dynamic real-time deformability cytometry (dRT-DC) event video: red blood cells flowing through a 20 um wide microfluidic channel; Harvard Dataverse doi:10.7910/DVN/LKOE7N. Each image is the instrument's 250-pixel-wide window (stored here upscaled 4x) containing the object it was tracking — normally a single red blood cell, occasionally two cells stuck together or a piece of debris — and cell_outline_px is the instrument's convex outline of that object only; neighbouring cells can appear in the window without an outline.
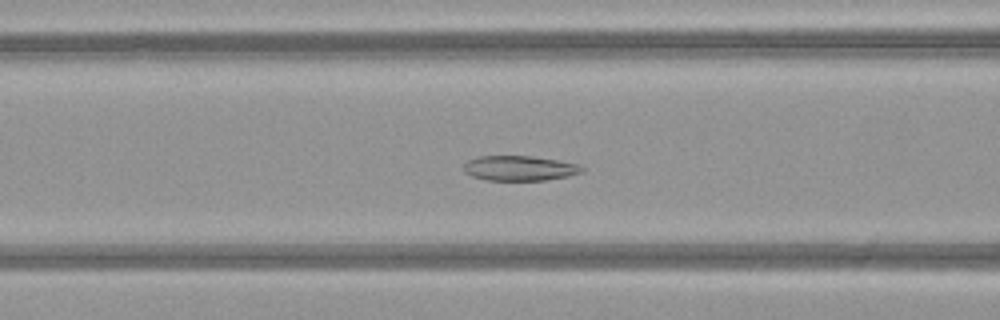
{"species": "common noctule bat (a hibernating species)", "species_latin": "Nyctalus noctula", "temperature_condition": "warm", "stored_images_in_passage": 39, "camera_frame_rate_fps": 3000, "um_per_image_px": 0.085, "animal": {"sex": "female", "body_mass_g": 21.9}, "frame": {"image": 1, "passage_image": 9, "time_ms": 2.667, "image_size_px": [1000, 320], "cell_outline_px": [[584, 172], [568, 176], [544, 180], [484, 180], [472, 176], [464, 172], [464, 164], [468, 160], [476, 156], [532, 156], [580, 164], [584, 168]], "centroid_in_image_um": [44.16, 14.29], "position_along_channel_um": 122.4, "area_um2": 17.28}}
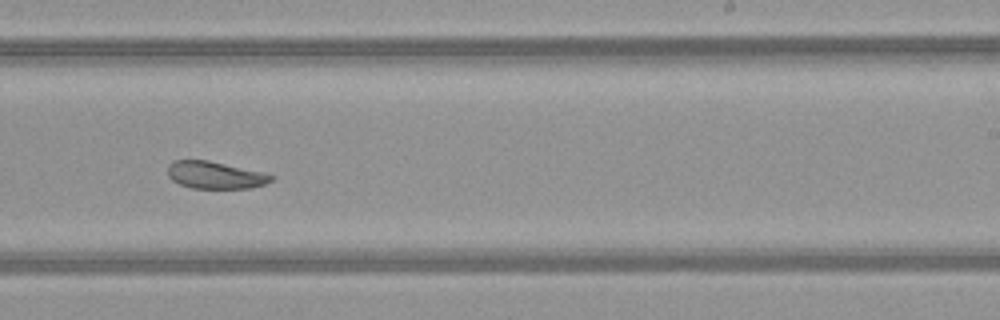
{"frame": {"image": 2, "passage_image": 20, "time_ms": 6.333, "image_size_px": [1000, 320], "cell_outline_px": [[276, 176], [272, 180], [264, 184], [252, 188], [192, 188], [180, 184], [172, 180], [168, 176], [168, 164], [172, 160], [208, 160], [264, 172]], "centroid_in_image_um": [18.29, 14.87], "position_along_channel_um": 270.7, "area_um2": 16.53}}
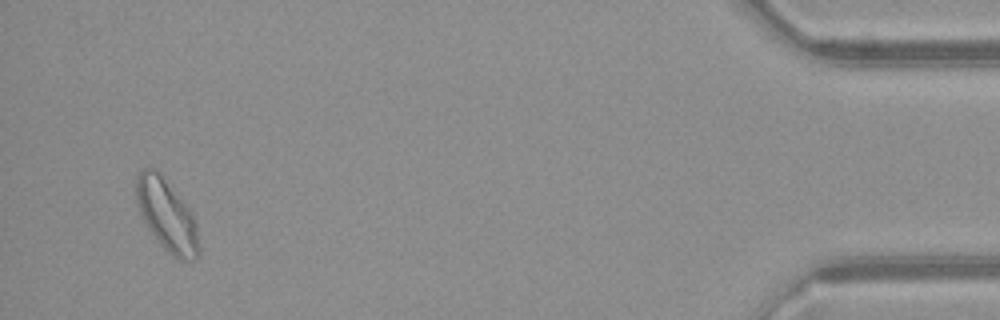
{"frame": {"image": 3, "passage_image": 37, "time_ms": 12.0, "image_size_px": [1000, 320], "cell_outline_px": [[200, 256], [196, 260], [180, 260], [172, 256], [160, 244], [148, 228], [140, 212], [136, 200], [136, 176], [140, 168], [148, 164], [156, 168], [188, 204], [196, 220], [200, 248]], "centroid_in_image_um": [14.2, 18.25], "position_along_channel_um": 421.0, "area_um2": 27.05}, "authors_computed_cell_mechanics": {"area_um2": 18.1492, "velocity_mm_per_s": 4.0496, "shape_relaxation_time_tau1_ms": 6.5812, "shape_relaxation_time_tau2_ms": null, "deformation_change_tau1": 0.124, "deformation_change_tau2": null}}